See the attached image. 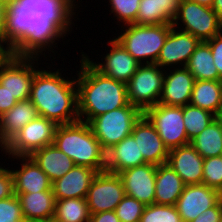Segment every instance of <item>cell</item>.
<instances>
[{
    "label": "cell",
    "instance_id": "cell-11",
    "mask_svg": "<svg viewBox=\"0 0 222 222\" xmlns=\"http://www.w3.org/2000/svg\"><path fill=\"white\" fill-rule=\"evenodd\" d=\"M143 114L154 125L164 145L170 150L190 144L183 120V109L158 103Z\"/></svg>",
    "mask_w": 222,
    "mask_h": 222
},
{
    "label": "cell",
    "instance_id": "cell-47",
    "mask_svg": "<svg viewBox=\"0 0 222 222\" xmlns=\"http://www.w3.org/2000/svg\"><path fill=\"white\" fill-rule=\"evenodd\" d=\"M216 119L221 123V126H222V107L219 110V112H218V114L216 116Z\"/></svg>",
    "mask_w": 222,
    "mask_h": 222
},
{
    "label": "cell",
    "instance_id": "cell-28",
    "mask_svg": "<svg viewBox=\"0 0 222 222\" xmlns=\"http://www.w3.org/2000/svg\"><path fill=\"white\" fill-rule=\"evenodd\" d=\"M190 104L217 116L222 107V80H195Z\"/></svg>",
    "mask_w": 222,
    "mask_h": 222
},
{
    "label": "cell",
    "instance_id": "cell-40",
    "mask_svg": "<svg viewBox=\"0 0 222 222\" xmlns=\"http://www.w3.org/2000/svg\"><path fill=\"white\" fill-rule=\"evenodd\" d=\"M206 42L212 51L214 65L217 68L219 78L222 80V31Z\"/></svg>",
    "mask_w": 222,
    "mask_h": 222
},
{
    "label": "cell",
    "instance_id": "cell-34",
    "mask_svg": "<svg viewBox=\"0 0 222 222\" xmlns=\"http://www.w3.org/2000/svg\"><path fill=\"white\" fill-rule=\"evenodd\" d=\"M106 1V0H105ZM140 0H109V4L111 7L110 11L113 13V18L115 17L118 22L117 25H121L118 23H122L123 25L134 24L137 18V13L139 10Z\"/></svg>",
    "mask_w": 222,
    "mask_h": 222
},
{
    "label": "cell",
    "instance_id": "cell-22",
    "mask_svg": "<svg viewBox=\"0 0 222 222\" xmlns=\"http://www.w3.org/2000/svg\"><path fill=\"white\" fill-rule=\"evenodd\" d=\"M39 116L37 108L27 99L18 101L0 116V150L28 123Z\"/></svg>",
    "mask_w": 222,
    "mask_h": 222
},
{
    "label": "cell",
    "instance_id": "cell-17",
    "mask_svg": "<svg viewBox=\"0 0 222 222\" xmlns=\"http://www.w3.org/2000/svg\"><path fill=\"white\" fill-rule=\"evenodd\" d=\"M131 136L138 143V148L146 163L156 166L167 163L169 149L144 114L135 122Z\"/></svg>",
    "mask_w": 222,
    "mask_h": 222
},
{
    "label": "cell",
    "instance_id": "cell-42",
    "mask_svg": "<svg viewBox=\"0 0 222 222\" xmlns=\"http://www.w3.org/2000/svg\"><path fill=\"white\" fill-rule=\"evenodd\" d=\"M18 100L0 84V116L9 111Z\"/></svg>",
    "mask_w": 222,
    "mask_h": 222
},
{
    "label": "cell",
    "instance_id": "cell-48",
    "mask_svg": "<svg viewBox=\"0 0 222 222\" xmlns=\"http://www.w3.org/2000/svg\"><path fill=\"white\" fill-rule=\"evenodd\" d=\"M39 222H60V221L56 220V219L53 217V218H50V219H47V220H43V221H39Z\"/></svg>",
    "mask_w": 222,
    "mask_h": 222
},
{
    "label": "cell",
    "instance_id": "cell-24",
    "mask_svg": "<svg viewBox=\"0 0 222 222\" xmlns=\"http://www.w3.org/2000/svg\"><path fill=\"white\" fill-rule=\"evenodd\" d=\"M14 194L20 200L25 222H39L54 217L56 199L53 190Z\"/></svg>",
    "mask_w": 222,
    "mask_h": 222
},
{
    "label": "cell",
    "instance_id": "cell-32",
    "mask_svg": "<svg viewBox=\"0 0 222 222\" xmlns=\"http://www.w3.org/2000/svg\"><path fill=\"white\" fill-rule=\"evenodd\" d=\"M90 211L86 198L56 200L54 218L60 222H89Z\"/></svg>",
    "mask_w": 222,
    "mask_h": 222
},
{
    "label": "cell",
    "instance_id": "cell-15",
    "mask_svg": "<svg viewBox=\"0 0 222 222\" xmlns=\"http://www.w3.org/2000/svg\"><path fill=\"white\" fill-rule=\"evenodd\" d=\"M199 43L190 33L172 26L155 64L163 69L186 67Z\"/></svg>",
    "mask_w": 222,
    "mask_h": 222
},
{
    "label": "cell",
    "instance_id": "cell-20",
    "mask_svg": "<svg viewBox=\"0 0 222 222\" xmlns=\"http://www.w3.org/2000/svg\"><path fill=\"white\" fill-rule=\"evenodd\" d=\"M97 173L90 167L75 165L63 177L52 182L55 199L86 198L91 182Z\"/></svg>",
    "mask_w": 222,
    "mask_h": 222
},
{
    "label": "cell",
    "instance_id": "cell-39",
    "mask_svg": "<svg viewBox=\"0 0 222 222\" xmlns=\"http://www.w3.org/2000/svg\"><path fill=\"white\" fill-rule=\"evenodd\" d=\"M0 164V200H3L14 195V177L11 167Z\"/></svg>",
    "mask_w": 222,
    "mask_h": 222
},
{
    "label": "cell",
    "instance_id": "cell-16",
    "mask_svg": "<svg viewBox=\"0 0 222 222\" xmlns=\"http://www.w3.org/2000/svg\"><path fill=\"white\" fill-rule=\"evenodd\" d=\"M156 170V165L146 163L118 173L125 189V195L133 197L145 205L154 204Z\"/></svg>",
    "mask_w": 222,
    "mask_h": 222
},
{
    "label": "cell",
    "instance_id": "cell-14",
    "mask_svg": "<svg viewBox=\"0 0 222 222\" xmlns=\"http://www.w3.org/2000/svg\"><path fill=\"white\" fill-rule=\"evenodd\" d=\"M222 200V193L204 183L185 185L176 203L182 222H191L205 210L216 206Z\"/></svg>",
    "mask_w": 222,
    "mask_h": 222
},
{
    "label": "cell",
    "instance_id": "cell-35",
    "mask_svg": "<svg viewBox=\"0 0 222 222\" xmlns=\"http://www.w3.org/2000/svg\"><path fill=\"white\" fill-rule=\"evenodd\" d=\"M140 222H182L175 205H146Z\"/></svg>",
    "mask_w": 222,
    "mask_h": 222
},
{
    "label": "cell",
    "instance_id": "cell-33",
    "mask_svg": "<svg viewBox=\"0 0 222 222\" xmlns=\"http://www.w3.org/2000/svg\"><path fill=\"white\" fill-rule=\"evenodd\" d=\"M184 126L189 141L200 134L216 116L192 104L182 106Z\"/></svg>",
    "mask_w": 222,
    "mask_h": 222
},
{
    "label": "cell",
    "instance_id": "cell-21",
    "mask_svg": "<svg viewBox=\"0 0 222 222\" xmlns=\"http://www.w3.org/2000/svg\"><path fill=\"white\" fill-rule=\"evenodd\" d=\"M11 161L20 160L21 165L15 170L11 168L14 177V193H35L52 190V182L44 171L29 157H10ZM17 159V160H15Z\"/></svg>",
    "mask_w": 222,
    "mask_h": 222
},
{
    "label": "cell",
    "instance_id": "cell-43",
    "mask_svg": "<svg viewBox=\"0 0 222 222\" xmlns=\"http://www.w3.org/2000/svg\"><path fill=\"white\" fill-rule=\"evenodd\" d=\"M89 222H120L115 211H103L91 214Z\"/></svg>",
    "mask_w": 222,
    "mask_h": 222
},
{
    "label": "cell",
    "instance_id": "cell-13",
    "mask_svg": "<svg viewBox=\"0 0 222 222\" xmlns=\"http://www.w3.org/2000/svg\"><path fill=\"white\" fill-rule=\"evenodd\" d=\"M107 45L110 46L108 47L110 49L107 50L109 52L102 57V62L98 61V63H96L92 58L90 60L89 55L85 52L81 54L101 74L126 84L141 64L134 59L115 38L109 40Z\"/></svg>",
    "mask_w": 222,
    "mask_h": 222
},
{
    "label": "cell",
    "instance_id": "cell-6",
    "mask_svg": "<svg viewBox=\"0 0 222 222\" xmlns=\"http://www.w3.org/2000/svg\"><path fill=\"white\" fill-rule=\"evenodd\" d=\"M171 27L172 24H127L114 38L140 64H155Z\"/></svg>",
    "mask_w": 222,
    "mask_h": 222
},
{
    "label": "cell",
    "instance_id": "cell-44",
    "mask_svg": "<svg viewBox=\"0 0 222 222\" xmlns=\"http://www.w3.org/2000/svg\"><path fill=\"white\" fill-rule=\"evenodd\" d=\"M212 9L216 12L219 19L222 21V0H215Z\"/></svg>",
    "mask_w": 222,
    "mask_h": 222
},
{
    "label": "cell",
    "instance_id": "cell-18",
    "mask_svg": "<svg viewBox=\"0 0 222 222\" xmlns=\"http://www.w3.org/2000/svg\"><path fill=\"white\" fill-rule=\"evenodd\" d=\"M166 70L163 89L158 103L179 107L189 104L195 83L193 75L186 67L169 68Z\"/></svg>",
    "mask_w": 222,
    "mask_h": 222
},
{
    "label": "cell",
    "instance_id": "cell-5",
    "mask_svg": "<svg viewBox=\"0 0 222 222\" xmlns=\"http://www.w3.org/2000/svg\"><path fill=\"white\" fill-rule=\"evenodd\" d=\"M53 144L75 165L90 167L97 172L105 171L106 153L87 122L78 120L57 125Z\"/></svg>",
    "mask_w": 222,
    "mask_h": 222
},
{
    "label": "cell",
    "instance_id": "cell-30",
    "mask_svg": "<svg viewBox=\"0 0 222 222\" xmlns=\"http://www.w3.org/2000/svg\"><path fill=\"white\" fill-rule=\"evenodd\" d=\"M186 68L195 80H221L214 65L212 51L206 41H202L197 45Z\"/></svg>",
    "mask_w": 222,
    "mask_h": 222
},
{
    "label": "cell",
    "instance_id": "cell-38",
    "mask_svg": "<svg viewBox=\"0 0 222 222\" xmlns=\"http://www.w3.org/2000/svg\"><path fill=\"white\" fill-rule=\"evenodd\" d=\"M0 222H25L17 195L0 200Z\"/></svg>",
    "mask_w": 222,
    "mask_h": 222
},
{
    "label": "cell",
    "instance_id": "cell-27",
    "mask_svg": "<svg viewBox=\"0 0 222 222\" xmlns=\"http://www.w3.org/2000/svg\"><path fill=\"white\" fill-rule=\"evenodd\" d=\"M184 186L180 176L168 163L157 165L154 203L176 205Z\"/></svg>",
    "mask_w": 222,
    "mask_h": 222
},
{
    "label": "cell",
    "instance_id": "cell-26",
    "mask_svg": "<svg viewBox=\"0 0 222 222\" xmlns=\"http://www.w3.org/2000/svg\"><path fill=\"white\" fill-rule=\"evenodd\" d=\"M48 176L51 182L63 177L75 163L54 144L40 148L29 156Z\"/></svg>",
    "mask_w": 222,
    "mask_h": 222
},
{
    "label": "cell",
    "instance_id": "cell-3",
    "mask_svg": "<svg viewBox=\"0 0 222 222\" xmlns=\"http://www.w3.org/2000/svg\"><path fill=\"white\" fill-rule=\"evenodd\" d=\"M77 71L78 115L89 123L94 117L129 104L126 84L101 74L81 54Z\"/></svg>",
    "mask_w": 222,
    "mask_h": 222
},
{
    "label": "cell",
    "instance_id": "cell-31",
    "mask_svg": "<svg viewBox=\"0 0 222 222\" xmlns=\"http://www.w3.org/2000/svg\"><path fill=\"white\" fill-rule=\"evenodd\" d=\"M190 144L204 158L222 156V126L215 118Z\"/></svg>",
    "mask_w": 222,
    "mask_h": 222
},
{
    "label": "cell",
    "instance_id": "cell-45",
    "mask_svg": "<svg viewBox=\"0 0 222 222\" xmlns=\"http://www.w3.org/2000/svg\"><path fill=\"white\" fill-rule=\"evenodd\" d=\"M192 2L198 3L200 5H205L208 7H212L215 0H190Z\"/></svg>",
    "mask_w": 222,
    "mask_h": 222
},
{
    "label": "cell",
    "instance_id": "cell-4",
    "mask_svg": "<svg viewBox=\"0 0 222 222\" xmlns=\"http://www.w3.org/2000/svg\"><path fill=\"white\" fill-rule=\"evenodd\" d=\"M65 37L67 36L61 29L52 35L33 37L21 49L10 52L0 62V84L18 101L29 99L34 75L40 69L39 58L44 55L47 59L45 52H56L53 49L58 47L56 40L58 42Z\"/></svg>",
    "mask_w": 222,
    "mask_h": 222
},
{
    "label": "cell",
    "instance_id": "cell-8",
    "mask_svg": "<svg viewBox=\"0 0 222 222\" xmlns=\"http://www.w3.org/2000/svg\"><path fill=\"white\" fill-rule=\"evenodd\" d=\"M172 26L190 33L200 42L208 41L222 31V21L212 7L190 0H181Z\"/></svg>",
    "mask_w": 222,
    "mask_h": 222
},
{
    "label": "cell",
    "instance_id": "cell-2",
    "mask_svg": "<svg viewBox=\"0 0 222 222\" xmlns=\"http://www.w3.org/2000/svg\"><path fill=\"white\" fill-rule=\"evenodd\" d=\"M78 2L81 1L0 0V6L9 12L33 37H44L57 33L61 29L66 35L72 33V26L75 27L72 20H75L80 13L74 12L80 7L76 4Z\"/></svg>",
    "mask_w": 222,
    "mask_h": 222
},
{
    "label": "cell",
    "instance_id": "cell-46",
    "mask_svg": "<svg viewBox=\"0 0 222 222\" xmlns=\"http://www.w3.org/2000/svg\"><path fill=\"white\" fill-rule=\"evenodd\" d=\"M9 54V52L0 44V62Z\"/></svg>",
    "mask_w": 222,
    "mask_h": 222
},
{
    "label": "cell",
    "instance_id": "cell-1",
    "mask_svg": "<svg viewBox=\"0 0 222 222\" xmlns=\"http://www.w3.org/2000/svg\"><path fill=\"white\" fill-rule=\"evenodd\" d=\"M40 68L34 75L29 98L39 116L50 119L57 125L80 120L76 79L66 77V80L60 72L62 69L50 70L49 65V70Z\"/></svg>",
    "mask_w": 222,
    "mask_h": 222
},
{
    "label": "cell",
    "instance_id": "cell-36",
    "mask_svg": "<svg viewBox=\"0 0 222 222\" xmlns=\"http://www.w3.org/2000/svg\"><path fill=\"white\" fill-rule=\"evenodd\" d=\"M146 205L137 199L125 195L115 208L120 222H140Z\"/></svg>",
    "mask_w": 222,
    "mask_h": 222
},
{
    "label": "cell",
    "instance_id": "cell-10",
    "mask_svg": "<svg viewBox=\"0 0 222 222\" xmlns=\"http://www.w3.org/2000/svg\"><path fill=\"white\" fill-rule=\"evenodd\" d=\"M57 124L38 116L25 125L1 150L9 157L30 156L33 152L54 143Z\"/></svg>",
    "mask_w": 222,
    "mask_h": 222
},
{
    "label": "cell",
    "instance_id": "cell-19",
    "mask_svg": "<svg viewBox=\"0 0 222 222\" xmlns=\"http://www.w3.org/2000/svg\"><path fill=\"white\" fill-rule=\"evenodd\" d=\"M167 163L185 185L202 183L204 158L191 144L170 149Z\"/></svg>",
    "mask_w": 222,
    "mask_h": 222
},
{
    "label": "cell",
    "instance_id": "cell-7",
    "mask_svg": "<svg viewBox=\"0 0 222 222\" xmlns=\"http://www.w3.org/2000/svg\"><path fill=\"white\" fill-rule=\"evenodd\" d=\"M143 112L130 103L94 117L88 124L95 137L106 152L132 133L135 122Z\"/></svg>",
    "mask_w": 222,
    "mask_h": 222
},
{
    "label": "cell",
    "instance_id": "cell-41",
    "mask_svg": "<svg viewBox=\"0 0 222 222\" xmlns=\"http://www.w3.org/2000/svg\"><path fill=\"white\" fill-rule=\"evenodd\" d=\"M222 221V200L214 207L205 210L191 222H221Z\"/></svg>",
    "mask_w": 222,
    "mask_h": 222
},
{
    "label": "cell",
    "instance_id": "cell-29",
    "mask_svg": "<svg viewBox=\"0 0 222 222\" xmlns=\"http://www.w3.org/2000/svg\"><path fill=\"white\" fill-rule=\"evenodd\" d=\"M33 36L0 6V44L10 53L21 49Z\"/></svg>",
    "mask_w": 222,
    "mask_h": 222
},
{
    "label": "cell",
    "instance_id": "cell-25",
    "mask_svg": "<svg viewBox=\"0 0 222 222\" xmlns=\"http://www.w3.org/2000/svg\"><path fill=\"white\" fill-rule=\"evenodd\" d=\"M181 0H140L134 24H173Z\"/></svg>",
    "mask_w": 222,
    "mask_h": 222
},
{
    "label": "cell",
    "instance_id": "cell-37",
    "mask_svg": "<svg viewBox=\"0 0 222 222\" xmlns=\"http://www.w3.org/2000/svg\"><path fill=\"white\" fill-rule=\"evenodd\" d=\"M202 183L222 193V156L204 159Z\"/></svg>",
    "mask_w": 222,
    "mask_h": 222
},
{
    "label": "cell",
    "instance_id": "cell-9",
    "mask_svg": "<svg viewBox=\"0 0 222 222\" xmlns=\"http://www.w3.org/2000/svg\"><path fill=\"white\" fill-rule=\"evenodd\" d=\"M164 74L165 69L157 64H141L126 83L129 103L142 112L157 105L163 89Z\"/></svg>",
    "mask_w": 222,
    "mask_h": 222
},
{
    "label": "cell",
    "instance_id": "cell-23",
    "mask_svg": "<svg viewBox=\"0 0 222 222\" xmlns=\"http://www.w3.org/2000/svg\"><path fill=\"white\" fill-rule=\"evenodd\" d=\"M105 170L111 173H120L125 169L146 164L138 148V143L130 135L106 152Z\"/></svg>",
    "mask_w": 222,
    "mask_h": 222
},
{
    "label": "cell",
    "instance_id": "cell-12",
    "mask_svg": "<svg viewBox=\"0 0 222 222\" xmlns=\"http://www.w3.org/2000/svg\"><path fill=\"white\" fill-rule=\"evenodd\" d=\"M125 196V189L119 174L108 171L98 172L91 182L86 197L90 214L115 211Z\"/></svg>",
    "mask_w": 222,
    "mask_h": 222
}]
</instances>
